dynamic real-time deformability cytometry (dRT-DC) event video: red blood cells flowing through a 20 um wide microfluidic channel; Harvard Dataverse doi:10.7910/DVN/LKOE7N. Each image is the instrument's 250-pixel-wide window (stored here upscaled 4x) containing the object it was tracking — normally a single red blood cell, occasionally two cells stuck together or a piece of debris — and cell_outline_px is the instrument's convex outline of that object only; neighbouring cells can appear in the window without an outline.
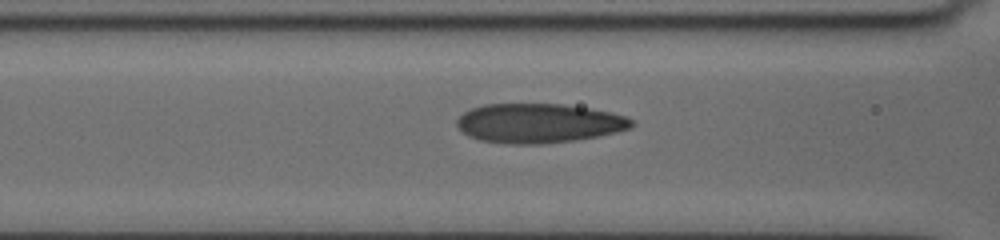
{"species": "human", "species_latin": "Homo sapiens", "temperature_condition": "cold", "stored_images_in_passage": 24, "camera_frame_rate_fps": 3000, "um_per_image_px": 0.085, "donor": {"sex": "female"}, "frame": {"image": 1, "passage_image": 11, "time_ms": 7.333, "image_size_px": [1000, 240], "cell_outline_px": [[636, 124], [632, 128], [616, 132], [596, 136], [572, 140], [540, 144], [512, 144], [480, 140], [468, 136], [456, 124], [456, 120], [464, 112], [472, 108], [484, 104], [560, 104], [588, 108], [612, 112], [624, 116], [632, 120]], "centroid_in_image_um": [45.8, 10.47], "position_along_channel_um": 120.8, "area_um2": 39.88}}
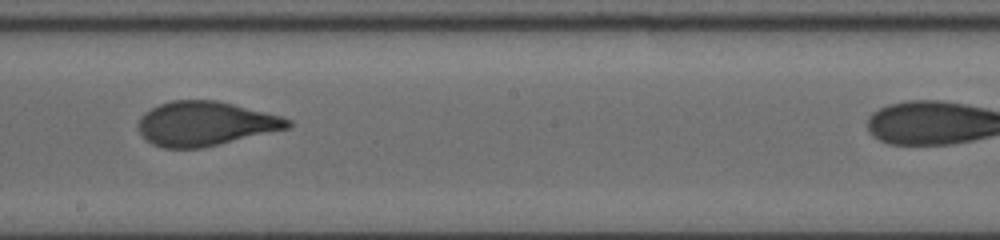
{"frame": {"image": 2, "passage_image": 16, "time_ms": 10.333, "image_size_px": [1000, 240], "cell_outline_px": [[292, 124], [288, 128], [204, 148], [164, 148], [152, 144], [140, 132], [140, 116], [144, 112], [160, 104], [172, 100], [216, 100], [280, 116], [292, 120]], "centroid_in_image_um": [17.45, 10.51], "position_along_channel_um": 230.8, "area_um2": 38.21}}
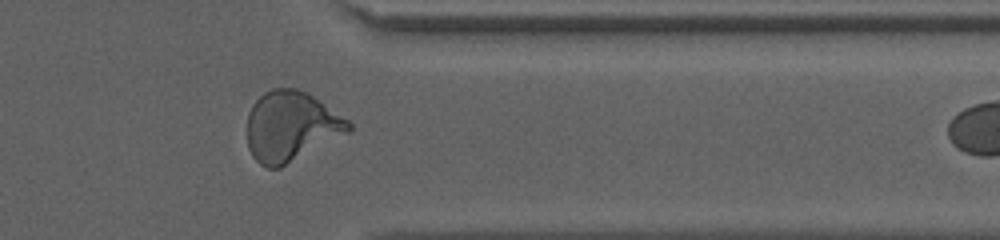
{"frame": {"image": 3, "passage_image": 23, "time_ms": 14.667, "image_size_px": [1000, 240], "cell_outline_px": [[352, 128], [348, 132], [280, 168], [268, 168], [260, 164], [252, 156], [248, 148], [248, 112], [252, 104], [264, 92], [272, 88], [296, 88], [308, 92], [348, 120], [352, 124]], "centroid_in_image_um": [24.71, 10.73], "position_along_channel_um": 386.7, "area_um2": 41.21}}